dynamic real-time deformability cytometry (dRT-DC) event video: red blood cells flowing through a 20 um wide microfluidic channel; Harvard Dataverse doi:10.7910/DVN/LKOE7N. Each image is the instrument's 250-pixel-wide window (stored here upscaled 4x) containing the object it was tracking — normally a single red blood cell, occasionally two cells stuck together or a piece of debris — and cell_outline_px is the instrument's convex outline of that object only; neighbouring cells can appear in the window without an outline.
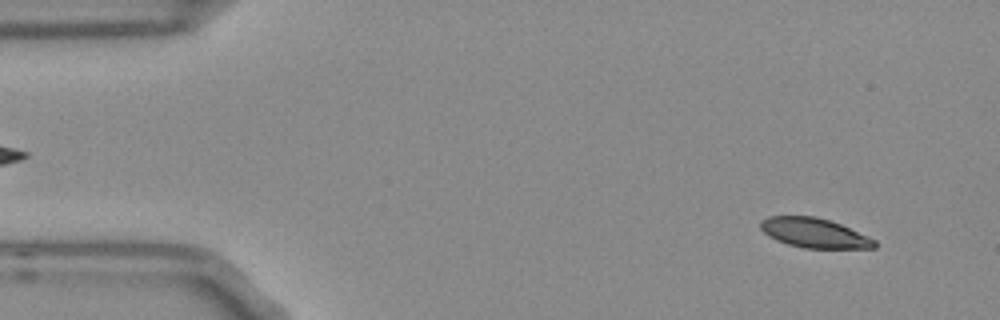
{"species": "Egyptian fruit bat (a non-hibernating species)", "species_latin": "Rousettus aegyptiacus", "temperature_condition": "room temperature", "stored_images_in_passage": 53, "camera_frame_rate_fps": 3000, "um_per_image_px": 0.085, "frame": {"image": 1, "passage_image": 4, "time_ms": 1.0, "image_size_px": [1000, 320], "cell_outline_px": [[876, 248], [804, 248], [788, 244], [776, 240], [768, 236], [760, 228], [760, 220], [768, 216], [816, 216], [840, 224], [876, 240]], "centroid_in_image_um": [69.18, 19.8], "position_along_channel_um": 15.8, "area_um2": 19.59}}
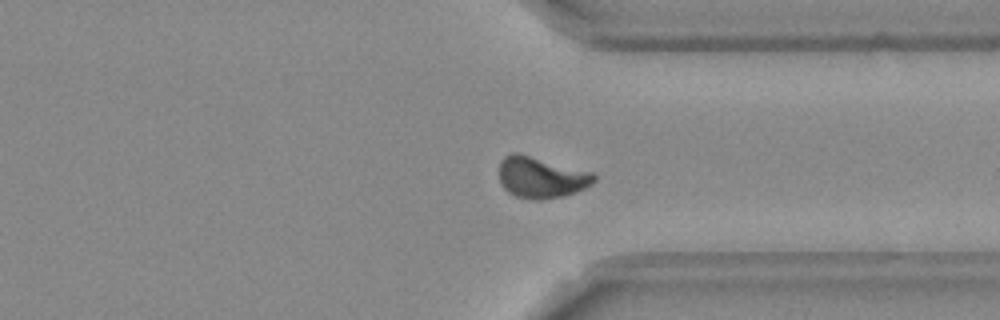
{"frame": {"image": 2, "passage_image": 40, "time_ms": 13.0, "image_size_px": [1000, 320], "cell_outline_px": [[596, 180], [592, 184], [576, 192], [564, 196], [540, 200], [532, 200], [516, 196], [508, 192], [500, 184], [500, 160], [504, 156], [512, 152], [516, 152], [592, 172], [596, 176]], "centroid_in_image_um": [45.99, 15.09], "position_along_channel_um": 365.4, "area_um2": 22.83}}
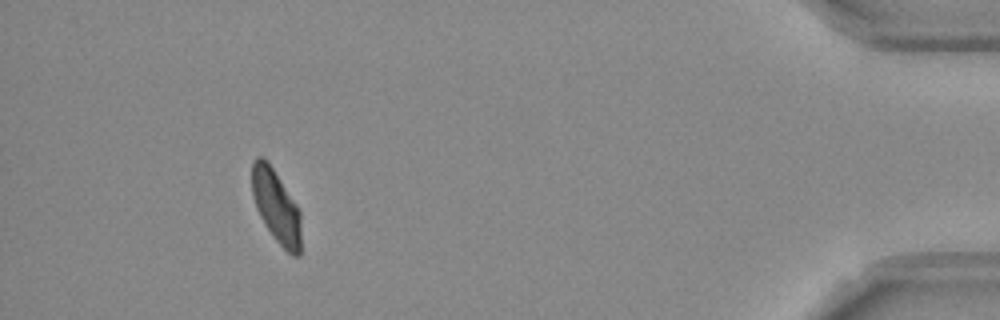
{"frame": {"image": 3, "passage_image": 49, "time_ms": 16.0, "image_size_px": [1000, 320], "cell_outline_px": [[300, 256], [292, 256], [276, 240], [264, 224], [256, 208], [252, 192], [252, 160], [256, 156], [264, 156], [296, 204], [300, 212]], "centroid_in_image_um": [23.45, 17.53], "position_along_channel_um": 411.7, "area_um2": 20.63}, "authors_computed_cell_mechanics": {"area_um2": 21.5016, "velocity_mm_per_s": 3.7252, "shape_relaxation_time_tau1_ms": 7.6096, "shape_relaxation_time_tau2_ms": 4.6279, "deformation_change_tau1": 0.1676, "deformation_change_tau2": 0.0896}}